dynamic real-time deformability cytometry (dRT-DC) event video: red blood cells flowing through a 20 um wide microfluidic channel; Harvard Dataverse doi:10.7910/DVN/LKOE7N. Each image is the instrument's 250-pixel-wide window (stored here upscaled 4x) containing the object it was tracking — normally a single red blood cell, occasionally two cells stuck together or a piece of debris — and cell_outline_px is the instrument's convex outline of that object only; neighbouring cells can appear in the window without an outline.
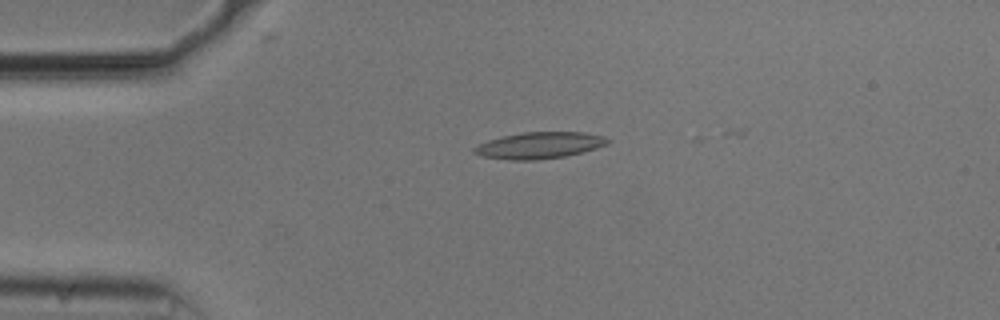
{"species": "common noctule bat (a hibernating species)", "species_latin": "Nyctalus noctula", "temperature_condition": "cold", "stored_images_in_passage": 11, "camera_frame_rate_fps": 3000, "um_per_image_px": 0.085, "animal": {"sex": "male", "body_mass_g": 20.5, "forearm_length_mm": 52.5}, "frame": {"image": 1, "passage_image": 4, "time_ms": 1.0, "image_size_px": [1000, 320], "cell_outline_px": [[612, 140], [608, 144], [596, 148], [568, 156], [536, 160], [508, 160], [480, 156], [472, 152], [472, 148], [488, 140], [504, 136], [524, 132], [584, 132], [604, 136]], "centroid_in_image_um": [45.86, 12.36], "position_along_channel_um": 39.1, "area_um2": 20.75}}
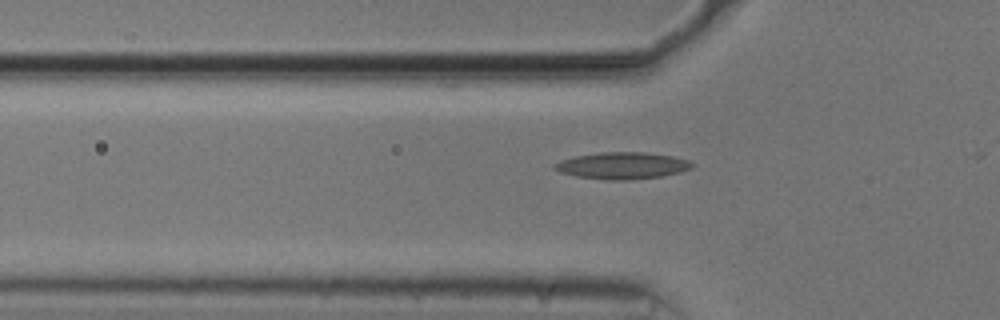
{"frame": {"image": 2, "passage_image": 9, "time_ms": 2.667, "image_size_px": [1000, 320], "cell_outline_px": [[696, 164], [692, 168], [680, 172], [660, 176], [624, 180], [608, 180], [576, 176], [560, 172], [552, 168], [552, 164], [576, 156], [600, 152], [644, 152], [672, 156], [688, 160]], "centroid_in_image_um": [52.9, 14.07], "position_along_channel_um": 72.9, "area_um2": 21.33}}